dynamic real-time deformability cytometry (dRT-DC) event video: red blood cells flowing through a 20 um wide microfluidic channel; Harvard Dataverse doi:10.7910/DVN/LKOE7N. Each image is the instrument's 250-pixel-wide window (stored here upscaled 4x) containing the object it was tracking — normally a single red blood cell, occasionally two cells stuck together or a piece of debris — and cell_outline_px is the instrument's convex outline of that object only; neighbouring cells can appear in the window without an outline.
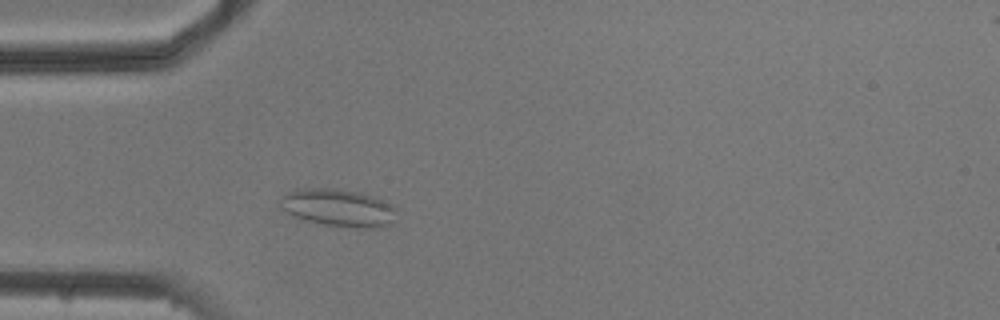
{"species": "common noctule bat (a hibernating species)", "species_latin": "Nyctalus noctula", "temperature_condition": "cold", "stored_images_in_passage": 3, "camera_frame_rate_fps": 3000, "um_per_image_px": 0.085, "animal": {"sex": "male", "body_mass_g": 20.5, "forearm_length_mm": 52.5}, "frame": {"image": 1, "passage_image": 3, "time_ms": 2.333, "image_size_px": [1000, 320], "cell_outline_px": [[396, 208], [388, 224], [380, 228], [356, 228], [324, 224], [308, 220], [296, 216], [280, 208], [280, 196], [296, 188], [336, 188], [360, 192], [372, 196], [392, 204]], "centroid_in_image_um": [28.72, 17.63], "position_along_channel_um": 56.3, "area_um2": 25.26}}